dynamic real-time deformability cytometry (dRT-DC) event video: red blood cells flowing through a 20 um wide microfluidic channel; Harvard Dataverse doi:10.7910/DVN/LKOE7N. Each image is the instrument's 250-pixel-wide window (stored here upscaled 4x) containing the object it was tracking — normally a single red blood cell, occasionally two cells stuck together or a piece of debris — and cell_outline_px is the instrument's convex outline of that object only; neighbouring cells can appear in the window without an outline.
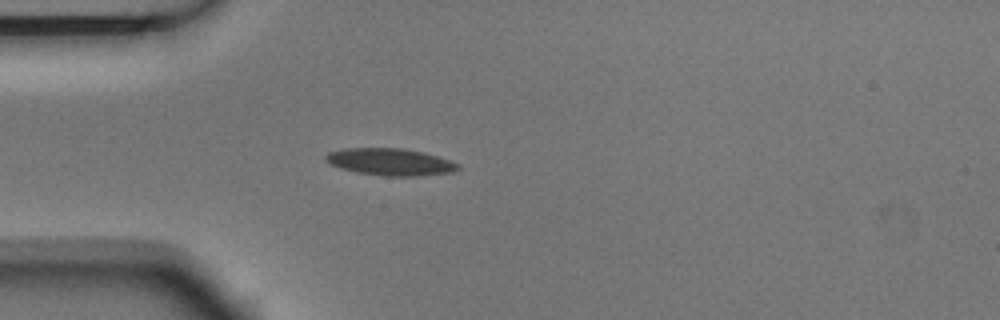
{"species": "Egyptian fruit bat (a non-hibernating species)", "species_latin": "Rousettus aegyptiacus", "temperature_condition": "room temperature", "stored_images_in_passage": 4, "camera_frame_rate_fps": 3000, "um_per_image_px": 0.085, "animal": {"sex": "male"}, "frame": {"image": 1, "passage_image": 4, "time_ms": 1.0, "image_size_px": [1000, 320], "cell_outline_px": [[460, 168], [452, 172], [416, 176], [384, 176], [356, 172], [340, 168], [328, 164], [324, 160], [324, 156], [328, 152], [344, 148], [404, 148], [424, 152], [460, 164]], "centroid_in_image_um": [33.12, 13.76], "position_along_channel_um": 51.9, "area_um2": 20.98}}